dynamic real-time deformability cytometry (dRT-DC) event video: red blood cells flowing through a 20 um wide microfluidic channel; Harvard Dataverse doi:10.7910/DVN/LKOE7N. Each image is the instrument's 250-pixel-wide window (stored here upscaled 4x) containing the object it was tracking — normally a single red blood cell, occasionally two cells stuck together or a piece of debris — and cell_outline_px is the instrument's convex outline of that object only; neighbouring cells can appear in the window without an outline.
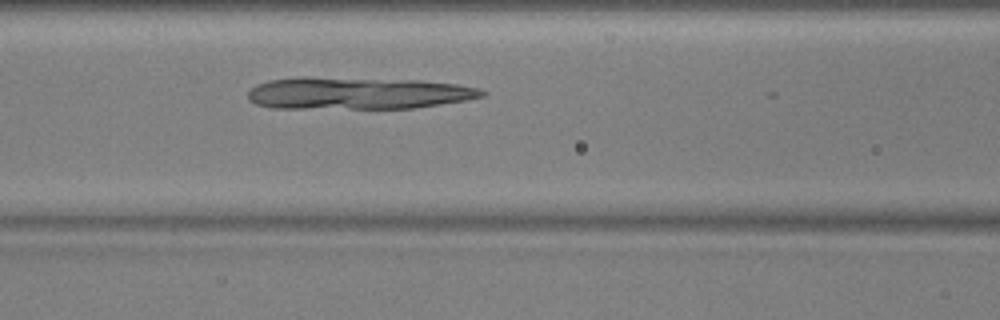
{"species": "common noctule bat (a hibernating species)", "species_latin": "Nyctalus noctula", "temperature_condition": "warm", "stored_images_in_passage": 22, "camera_frame_rate_fps": 3000, "um_per_image_px": 0.085, "animal": {"sex": "male", "body_mass_g": 17.9, "forearm_length_mm": 54.2}, "frame": {"image": 1, "passage_image": 15, "time_ms": 4.667, "image_size_px": [1000, 320], "cell_outline_px": [[488, 92], [484, 96], [468, 100], [416, 108], [272, 108], [256, 104], [248, 100], [248, 92], [256, 84], [268, 80], [300, 76], [304, 76], [420, 80], [456, 84], [476, 88]], "centroid_in_image_um": [30.38, 7.91], "position_along_channel_um": 136.2, "area_um2": 44.27}}
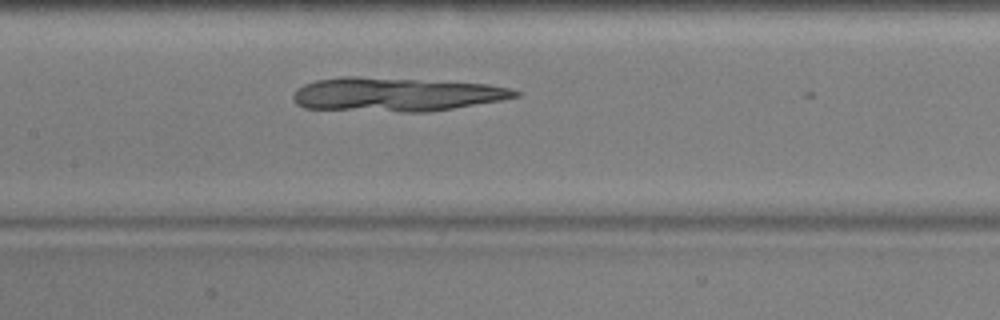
{"frame": {"image": 2, "passage_image": 18, "time_ms": 5.667, "image_size_px": [1000, 320], "cell_outline_px": [[520, 96], [500, 100], [428, 112], [400, 112], [304, 108], [296, 104], [292, 100], [292, 96], [296, 88], [304, 84], [316, 80], [344, 76], [356, 76], [488, 84], [512, 88], [520, 92]], "centroid_in_image_um": [33.61, 8.03], "position_along_channel_um": 173.8, "area_um2": 43.81}}
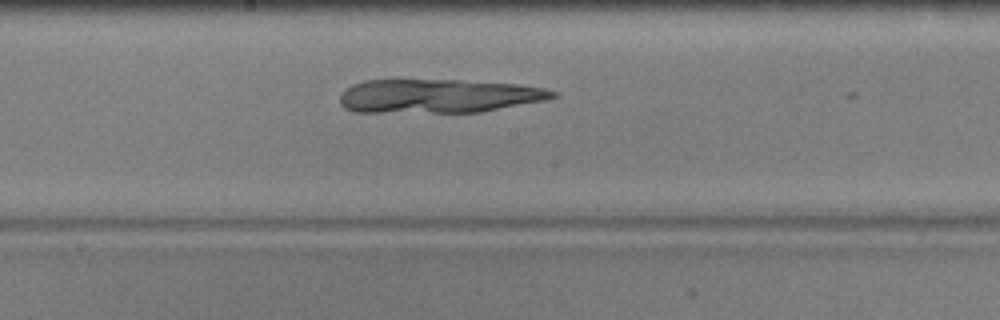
{"frame": {"image": 3, "passage_image": 21, "time_ms": 6.667, "image_size_px": [1000, 320], "cell_outline_px": [[560, 96], [544, 100], [480, 112], [356, 112], [344, 108], [340, 104], [340, 96], [352, 84], [364, 80], [460, 80], [516, 84], [544, 88], [556, 92]], "centroid_in_image_um": [37.25, 8.16], "position_along_channel_um": 210.9, "area_um2": 41.79}}